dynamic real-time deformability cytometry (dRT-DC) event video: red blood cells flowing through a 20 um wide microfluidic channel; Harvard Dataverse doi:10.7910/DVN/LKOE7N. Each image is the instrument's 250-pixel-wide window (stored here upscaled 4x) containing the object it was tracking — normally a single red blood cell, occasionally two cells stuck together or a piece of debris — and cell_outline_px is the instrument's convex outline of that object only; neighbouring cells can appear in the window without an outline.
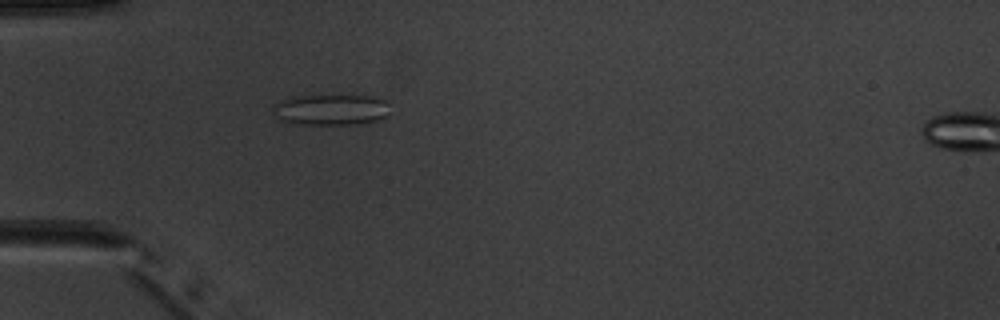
{"species": "common noctule bat (a hibernating species)", "species_latin": "Nyctalus noctula", "temperature_condition": "warm", "stored_images_in_passage": 4, "camera_frame_rate_fps": 3000, "um_per_image_px": 0.085, "animal": {"sex": "male", "body_mass_g": 20.1, "forearm_length_mm": 53.5}, "frame": {"image": 1, "passage_image": 3, "time_ms": 3.333, "image_size_px": [1000, 320], "cell_outline_px": [[388, 116], [376, 120], [356, 124], [288, 124], [276, 116], [272, 108], [272, 104], [280, 100], [292, 96], [368, 96], [384, 100]], "centroid_in_image_um": [28.03, 9.33], "position_along_channel_um": 57.0, "area_um2": 20.87}}